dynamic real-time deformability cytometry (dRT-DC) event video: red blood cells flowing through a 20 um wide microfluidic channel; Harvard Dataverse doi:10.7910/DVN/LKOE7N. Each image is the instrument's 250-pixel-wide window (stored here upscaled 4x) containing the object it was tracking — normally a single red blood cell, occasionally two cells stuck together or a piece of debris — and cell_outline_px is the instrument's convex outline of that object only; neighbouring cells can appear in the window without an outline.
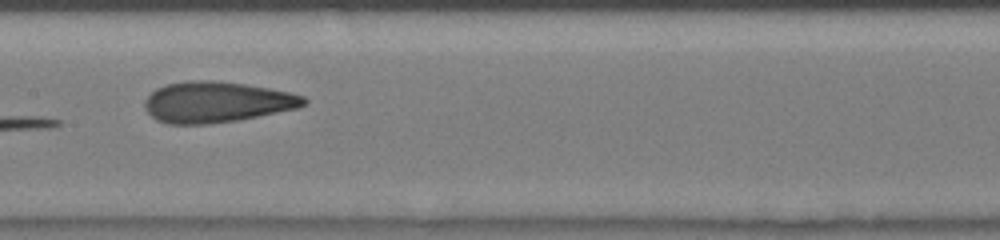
{"species": "human", "species_latin": "Homo sapiens", "temperature_condition": "room temperature", "stored_images_in_passage": 39, "segment_of_instrument_passage": [2, 2], "camera_frame_rate_fps": 3000, "um_per_image_px": 0.085, "donor": {"sex": "male"}, "frame": {"image": 1, "passage_image": 23, "time_ms": 11.0, "image_size_px": [1000, 240], "cell_outline_px": [[308, 100], [304, 104], [296, 108], [240, 120], [208, 124], [168, 124], [156, 120], [144, 108], [144, 100], [156, 88], [168, 84], [188, 80], [212, 80], [244, 84], [268, 88], [288, 92], [304, 96]], "centroid_in_image_um": [18.38, 8.68], "position_along_channel_um": 189.0, "area_um2": 37.8}}